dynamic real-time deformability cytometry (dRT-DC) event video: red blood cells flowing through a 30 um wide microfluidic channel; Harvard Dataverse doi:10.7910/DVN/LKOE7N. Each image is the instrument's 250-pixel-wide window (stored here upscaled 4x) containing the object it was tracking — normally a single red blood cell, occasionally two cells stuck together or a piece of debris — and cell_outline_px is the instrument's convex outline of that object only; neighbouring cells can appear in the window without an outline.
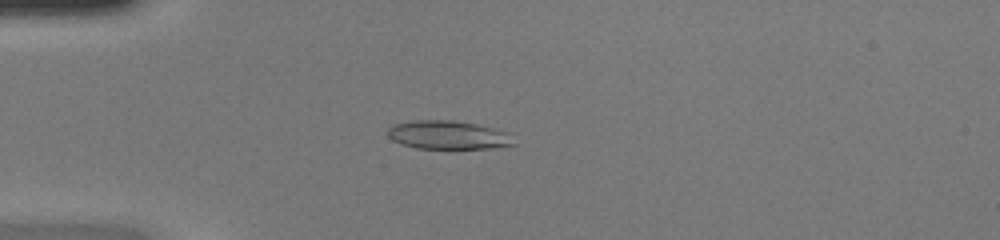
{"species": "common noctule bat (a hibernating species)", "species_latin": "Nyctalus noctula", "temperature_condition": "warm", "stored_images_in_passage": 49, "camera_frame_rate_fps": 3000, "um_per_image_px": 0.085, "animal": {"sex": "female", "body_mass_g": 20.0, "forearm_length_mm": 54.0}, "frame": {"image": 1, "passage_image": 14, "time_ms": 4.333, "image_size_px": [1000, 240], "cell_outline_px": [[516, 144], [492, 148], [416, 148], [400, 144], [392, 140], [388, 136], [388, 128], [392, 124], [412, 120], [452, 120], [476, 124], [508, 132]], "centroid_in_image_um": [38.05, 11.47], "position_along_channel_um": 47.0, "area_um2": 20.98}}
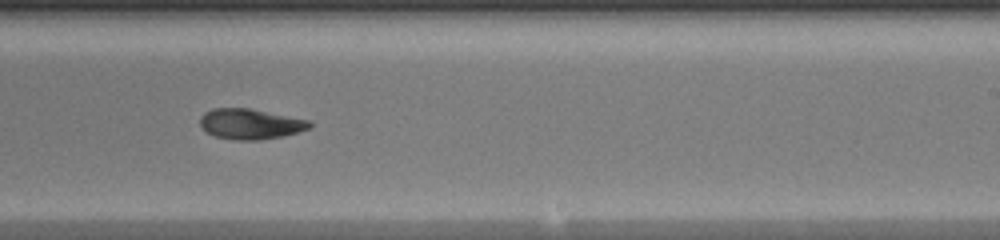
{"frame": {"image": 2, "passage_image": 31, "time_ms": 10.0, "image_size_px": [1000, 240], "cell_outline_px": [[312, 124], [308, 128], [284, 136], [260, 140], [236, 140], [216, 136], [208, 132], [200, 124], [200, 116], [204, 112], [212, 108], [248, 108], [308, 120]], "centroid_in_image_um": [21.25, 10.53], "position_along_channel_um": 267.8, "area_um2": 19.13}}
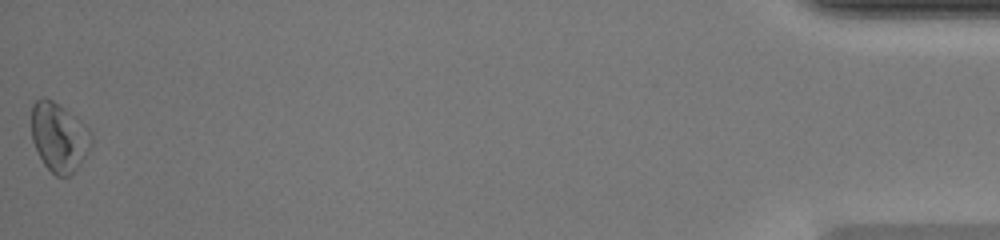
{"frame": {"image": 3, "passage_image": 49, "time_ms": 16.0, "image_size_px": [1000, 240], "cell_outline_px": [[92, 144], [88, 152], [80, 164], [68, 176], [56, 176], [44, 164], [32, 140], [32, 104], [36, 100], [44, 96], [52, 100], [64, 108], [88, 128], [92, 136]], "centroid_in_image_um": [5.01, 11.65], "position_along_channel_um": 430.2, "area_um2": 23.76}, "authors_computed_cell_mechanics": {"area_um2": 20.1144, "velocity_mm_per_s": 4.2712, "shape_relaxation_time_tau1_ms": 5.1764, "shape_relaxation_time_tau2_ms": 5.9643, "deformation_change_tau1": 0.1506, "deformation_change_tau2": 0.1225}}